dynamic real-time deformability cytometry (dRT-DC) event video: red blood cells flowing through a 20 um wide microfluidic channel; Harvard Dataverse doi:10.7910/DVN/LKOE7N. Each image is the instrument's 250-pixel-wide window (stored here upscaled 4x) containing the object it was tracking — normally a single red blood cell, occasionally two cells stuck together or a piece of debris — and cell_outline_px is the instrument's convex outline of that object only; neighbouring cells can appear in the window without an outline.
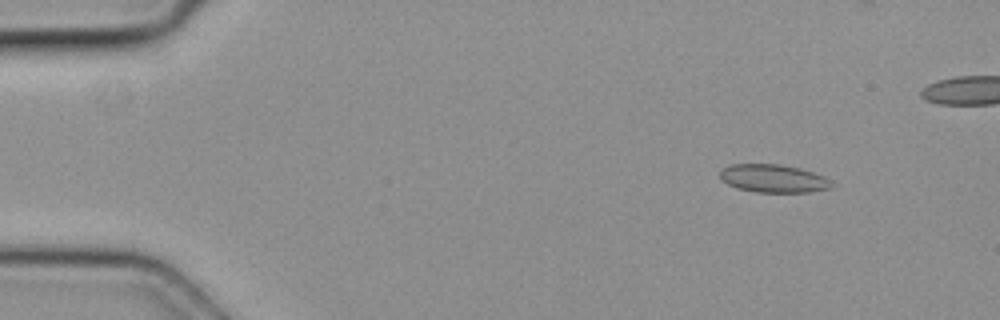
{"species": "common noctule bat (a hibernating species)", "species_latin": "Nyctalus noctula", "temperature_condition": "cold", "stored_images_in_passage": 3, "camera_frame_rate_fps": 3000, "um_per_image_px": 0.085, "animal": {"sex": "female", "body_mass_g": 19.3, "forearm_length_mm": 54.1}, "frame": {"image": 1, "passage_image": 1, "time_ms": 0.0, "image_size_px": [1000, 320], "cell_outline_px": [[832, 188], [812, 192], [756, 192], [736, 188], [720, 180], [720, 168], [728, 164], [780, 164], [800, 168], [824, 176], [832, 180]], "centroid_in_image_um": [65.72, 15.17], "position_along_channel_um": 19.3, "area_um2": 18.55}}